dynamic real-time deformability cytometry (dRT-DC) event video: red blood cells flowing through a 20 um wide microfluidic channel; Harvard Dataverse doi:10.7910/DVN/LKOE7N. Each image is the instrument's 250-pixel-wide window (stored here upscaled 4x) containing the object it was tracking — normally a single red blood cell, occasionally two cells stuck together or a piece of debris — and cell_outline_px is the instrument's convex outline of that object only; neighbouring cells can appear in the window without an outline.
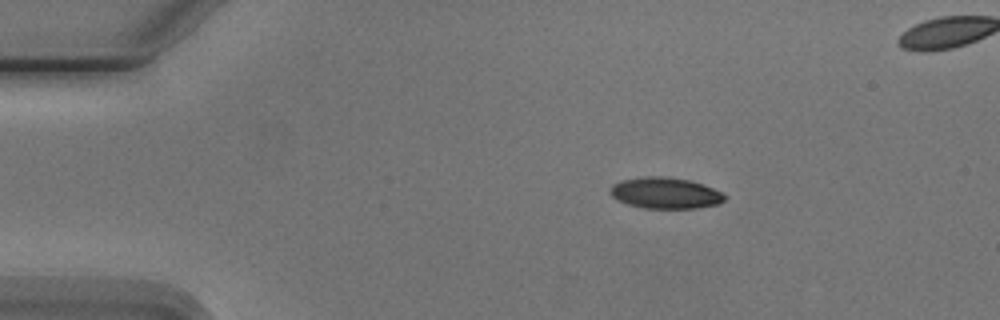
{"species": "Egyptian fruit bat (a non-hibernating species)", "species_latin": "Rousettus aegyptiacus", "temperature_condition": "cold", "stored_images_in_passage": 4, "camera_frame_rate_fps": 3000, "um_per_image_px": 0.085, "animal": {"sex": "male"}, "frame": {"image": 1, "passage_image": 2, "time_ms": 1.0, "image_size_px": [1000, 320], "cell_outline_px": [[728, 196], [720, 204], [696, 208], [644, 208], [628, 204], [612, 196], [608, 192], [612, 184], [620, 180], [644, 176], [664, 176], [688, 180], [704, 184]], "centroid_in_image_um": [56.55, 16.4], "position_along_channel_um": 28.5, "area_um2": 20.87}}